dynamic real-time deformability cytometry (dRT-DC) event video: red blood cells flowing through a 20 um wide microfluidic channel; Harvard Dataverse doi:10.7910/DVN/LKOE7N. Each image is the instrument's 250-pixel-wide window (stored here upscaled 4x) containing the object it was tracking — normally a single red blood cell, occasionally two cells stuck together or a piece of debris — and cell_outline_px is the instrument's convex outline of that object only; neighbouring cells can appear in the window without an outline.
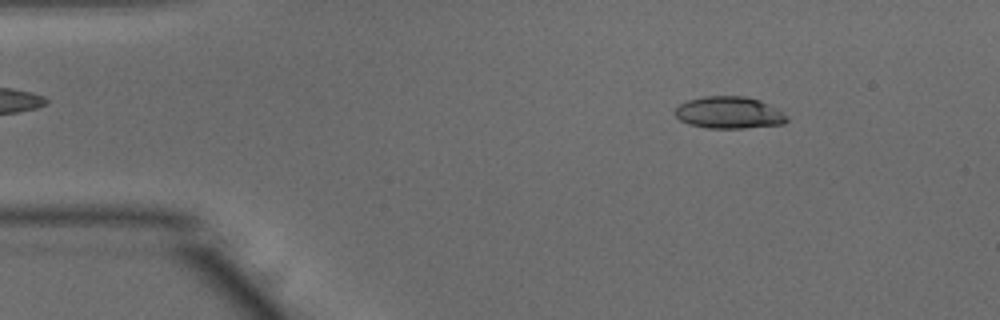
{"species": "common noctule bat (a hibernating species)", "species_latin": "Nyctalus noctula", "temperature_condition": "warm", "stored_images_in_passage": 14, "camera_frame_rate_fps": 3000, "um_per_image_px": 0.085, "animal": {"sex": "male", "body_mass_g": 15.6}, "frame": {"image": 1, "passage_image": 6, "time_ms": 1.667, "image_size_px": [1000, 320], "cell_outline_px": [[788, 120], [784, 124], [744, 128], [708, 128], [688, 124], [680, 120], [672, 112], [680, 104], [688, 100], [704, 96], [744, 96], [760, 100], [768, 104], [788, 116]], "centroid_in_image_um": [61.95, 9.58], "position_along_channel_um": 23.0, "area_um2": 20.87}}